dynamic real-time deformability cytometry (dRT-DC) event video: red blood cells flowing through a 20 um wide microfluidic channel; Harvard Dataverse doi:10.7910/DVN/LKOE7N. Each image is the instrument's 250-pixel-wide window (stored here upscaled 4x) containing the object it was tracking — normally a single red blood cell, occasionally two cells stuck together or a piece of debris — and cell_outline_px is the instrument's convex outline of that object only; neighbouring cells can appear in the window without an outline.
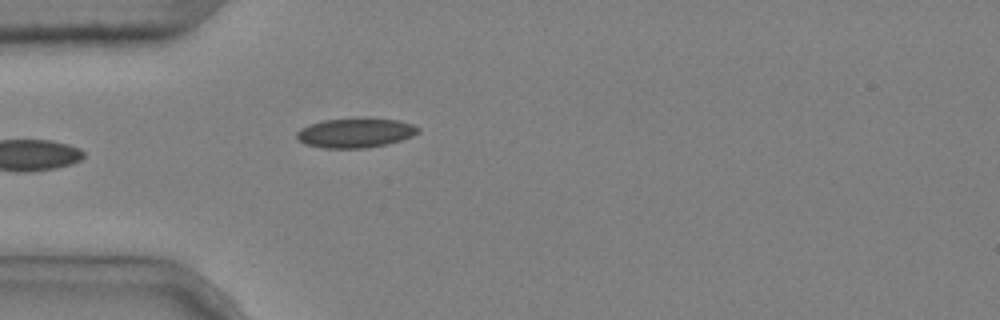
{"species": "common noctule bat (a hibernating species)", "species_latin": "Nyctalus noctula", "temperature_condition": "cold", "stored_images_in_passage": 3, "camera_frame_rate_fps": 3000, "um_per_image_px": 0.085, "animal": {"sex": "male", "body_mass_g": 20.4}, "frame": {"image": 1, "passage_image": 3, "time_ms": 0.667, "image_size_px": [1000, 320], "cell_outline_px": [[420, 132], [412, 136], [388, 144], [364, 148], [324, 148], [304, 144], [296, 136], [296, 132], [300, 128], [324, 120], [364, 116], [400, 120], [412, 124], [420, 128]], "centroid_in_image_um": [30.24, 11.26], "position_along_channel_um": 54.8, "area_um2": 21.39}}